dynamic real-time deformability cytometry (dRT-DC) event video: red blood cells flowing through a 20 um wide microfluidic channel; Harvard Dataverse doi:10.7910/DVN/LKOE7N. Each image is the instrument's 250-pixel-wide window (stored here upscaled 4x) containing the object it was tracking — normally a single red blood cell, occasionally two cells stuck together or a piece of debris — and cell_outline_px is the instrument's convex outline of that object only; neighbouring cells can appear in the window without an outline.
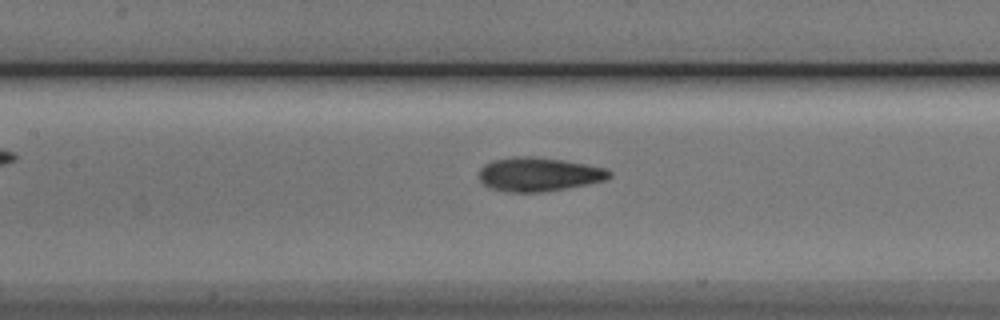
{"species": "Egyptian fruit bat (a non-hibernating species)", "species_latin": "Rousettus aegyptiacus", "temperature_condition": "cold", "stored_images_in_passage": 29, "camera_frame_rate_fps": 3000, "um_per_image_px": 0.085, "animal": {"sex": "male"}, "frame": {"image": 1, "passage_image": 11, "time_ms": 3.333, "image_size_px": [1000, 320], "cell_outline_px": [[612, 176], [604, 180], [544, 192], [504, 192], [488, 188], [480, 180], [480, 168], [484, 164], [492, 160], [516, 156], [532, 156], [564, 160], [604, 168], [612, 172]], "centroid_in_image_um": [45.74, 14.81], "position_along_channel_um": 161.7, "area_um2": 25.66}}
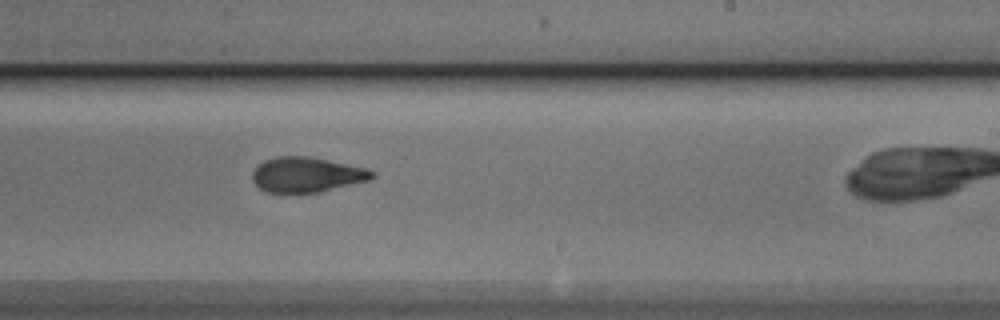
{"frame": {"image": 2, "passage_image": 19, "time_ms": 6.0, "image_size_px": [1000, 320], "cell_outline_px": [[376, 176], [372, 180], [320, 192], [300, 196], [264, 192], [252, 180], [252, 172], [264, 160], [276, 156], [308, 156], [368, 168], [376, 172]], "centroid_in_image_um": [26.09, 14.89], "position_along_channel_um": 262.9, "area_um2": 25.43}}
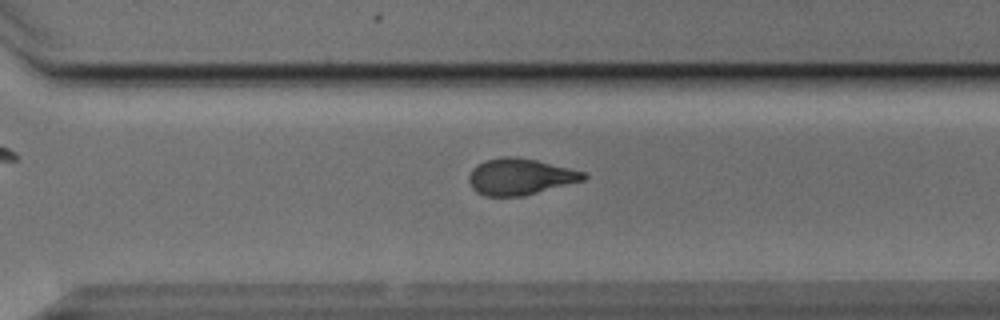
{"frame": {"image": 3, "passage_image": 24, "time_ms": 7.667, "image_size_px": [1000, 320], "cell_outline_px": [[588, 176], [584, 180], [524, 196], [484, 196], [476, 192], [472, 188], [468, 180], [468, 176], [472, 168], [476, 164], [484, 160], [504, 156], [516, 156], [536, 160], [584, 172]], "centroid_in_image_um": [44.16, 15.01], "position_along_channel_um": 326.4, "area_um2": 24.39}}